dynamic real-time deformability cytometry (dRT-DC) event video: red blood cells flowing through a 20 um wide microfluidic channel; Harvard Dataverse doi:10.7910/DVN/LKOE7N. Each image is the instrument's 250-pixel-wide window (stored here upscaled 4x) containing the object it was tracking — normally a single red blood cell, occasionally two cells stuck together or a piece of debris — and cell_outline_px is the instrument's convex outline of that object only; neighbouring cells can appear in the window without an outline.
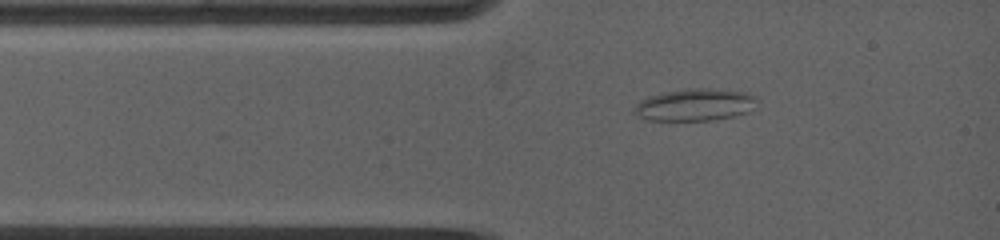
{"species": "common noctule bat (a hibernating species)", "species_latin": "Nyctalus noctula", "temperature_condition": "warm", "stored_images_in_passage": 39, "camera_frame_rate_fps": 5000, "um_per_image_px": 0.085, "animal": {"sex": "female", "body_mass_g": 19.0, "forearm_length_mm": 53.3}, "frame": {"image": 1, "passage_image": 3, "time_ms": 1.2, "image_size_px": [1000, 240], "cell_outline_px": [[756, 108], [748, 112], [736, 116], [716, 120], [644, 120], [636, 116], [632, 112], [632, 108], [640, 100], [648, 96], [668, 92], [692, 88], [708, 88], [744, 92], [756, 96]], "centroid_in_image_um": [59.06, 8.92], "position_along_channel_um": 25.9, "area_um2": 23.24}}
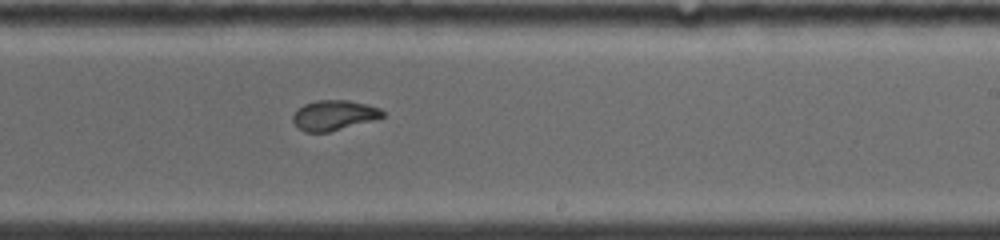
{"frame": {"image": 2, "passage_image": 19, "time_ms": 7.4, "image_size_px": [1000, 240], "cell_outline_px": [[384, 116], [372, 120], [328, 132], [304, 132], [292, 120], [292, 116], [304, 104], [316, 100], [348, 100], [368, 104], [380, 108], [384, 112]], "centroid_in_image_um": [28.39, 9.78], "position_along_channel_um": 260.6, "area_um2": 15.49}}
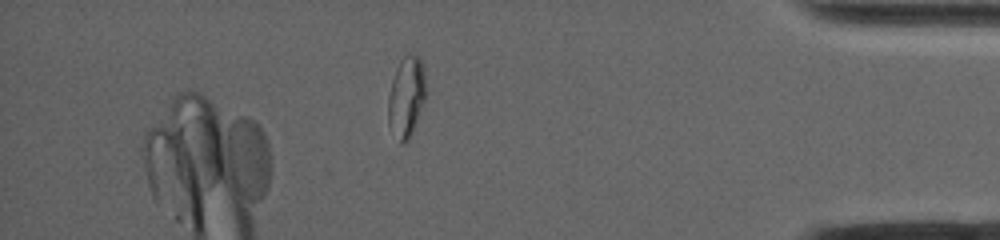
{"frame": {"image": 3, "passage_image": 34, "time_ms": 12.0, "image_size_px": [1000, 240], "cell_outline_px": [[424, 100], [412, 132], [408, 140], [404, 144], [400, 144], [388, 124], [388, 96], [392, 80], [396, 68], [400, 60], [408, 52], [420, 56], [424, 72]], "centroid_in_image_um": [34.51, 8.21], "position_along_channel_um": 400.7, "area_um2": 17.57}, "authors_computed_cell_mechanics": {"area_um2": 16.5886, "velocity_mm_per_s": 3.9451, "shape_relaxation_time_tau1_ms": null, "shape_relaxation_time_tau2_ms": 1.2367, "deformation_change_tau1": null, "deformation_change_tau2": 0.0493}}